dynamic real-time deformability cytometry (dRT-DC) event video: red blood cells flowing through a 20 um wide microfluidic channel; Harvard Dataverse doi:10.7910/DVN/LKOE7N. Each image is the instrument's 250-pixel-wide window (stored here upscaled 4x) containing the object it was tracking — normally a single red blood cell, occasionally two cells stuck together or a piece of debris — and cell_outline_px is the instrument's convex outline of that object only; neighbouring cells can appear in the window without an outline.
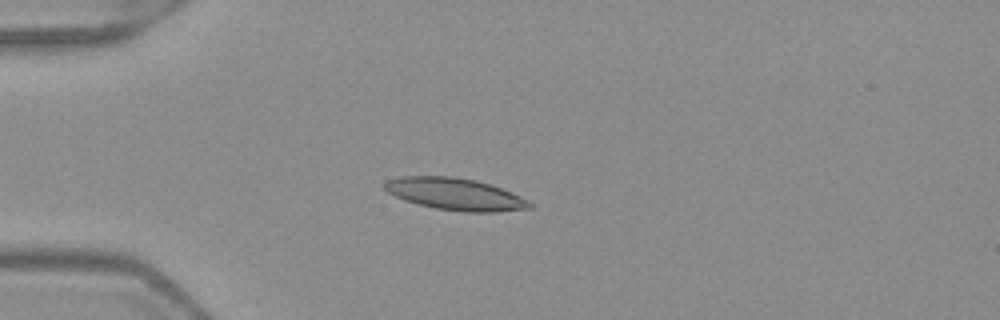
{"species": "Egyptian fruit bat (a non-hibernating species)", "species_latin": "Rousettus aegyptiacus", "temperature_condition": "warm", "stored_images_in_passage": 52, "camera_frame_rate_fps": 3000, "um_per_image_px": 0.085, "frame": {"image": 1, "passage_image": 15, "time_ms": 4.667, "image_size_px": [1000, 320], "cell_outline_px": [[532, 208], [496, 212], [464, 212], [436, 208], [404, 200], [388, 192], [384, 188], [384, 180], [400, 176], [452, 176], [476, 180], [500, 188], [520, 196], [528, 200], [532, 204]], "centroid_in_image_um": [38.67, 16.49], "position_along_channel_um": 46.3, "area_um2": 26.93}}
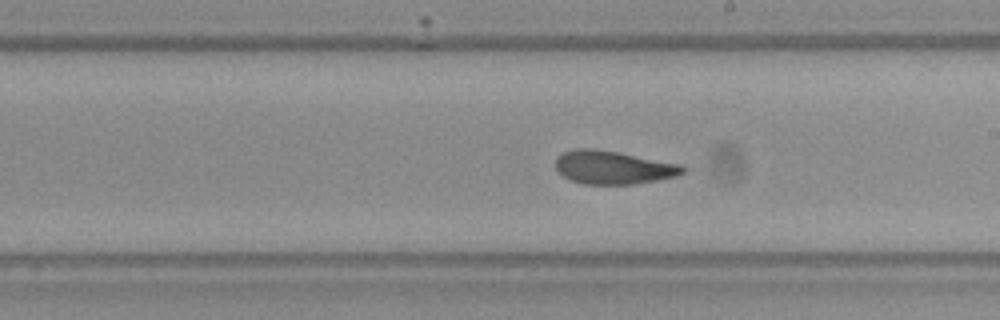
{"frame": {"image": 2, "passage_image": 31, "time_ms": 10.0, "image_size_px": [1000, 320], "cell_outline_px": [[688, 172], [676, 176], [656, 180], [632, 184], [584, 184], [572, 180], [556, 172], [556, 156], [560, 152], [576, 148], [592, 148], [616, 152], [684, 164], [688, 168]], "centroid_in_image_um": [52.15, 14.22], "position_along_channel_um": 236.9, "area_um2": 24.97}}
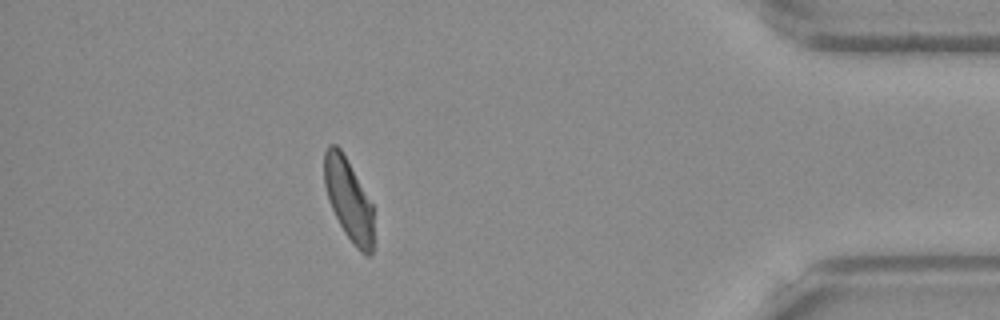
{"frame": {"image": 3, "passage_image": 47, "time_ms": 15.333, "image_size_px": [1000, 320], "cell_outline_px": [[372, 252], [368, 256], [364, 256], [356, 248], [344, 232], [328, 200], [324, 184], [324, 152], [328, 144], [336, 144], [340, 148], [372, 204]], "centroid_in_image_um": [29.6, 16.96], "position_along_channel_um": 405.6, "area_um2": 23.12}, "authors_computed_cell_mechanics": {"area_um2": 24.9696, "velocity_mm_per_s": 3.9827, "shape_relaxation_time_tau1_ms": 6.5748, "shape_relaxation_time_tau2_ms": 1.9011, "deformation_change_tau1": 0.2052, "deformation_change_tau2": 0.094}}